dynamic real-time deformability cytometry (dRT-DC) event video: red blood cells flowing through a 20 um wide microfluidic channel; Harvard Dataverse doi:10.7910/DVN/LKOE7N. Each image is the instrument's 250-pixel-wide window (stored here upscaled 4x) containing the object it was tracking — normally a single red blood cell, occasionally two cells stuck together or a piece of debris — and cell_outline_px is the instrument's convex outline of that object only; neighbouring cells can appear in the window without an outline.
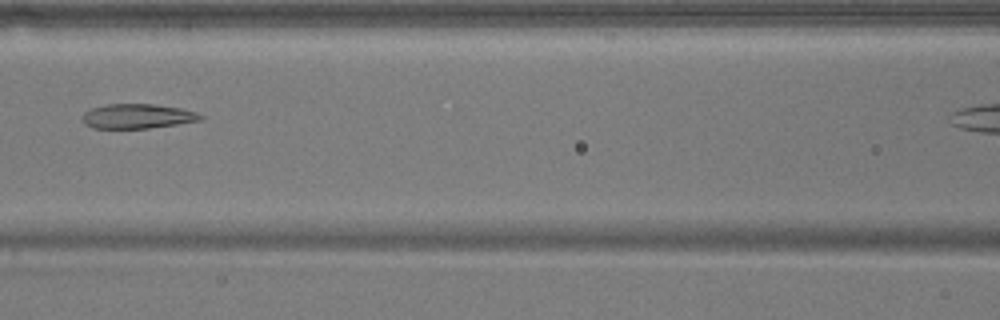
{"species": "common noctule bat (a hibernating species)", "species_latin": "Nyctalus noctula", "temperature_condition": "warm", "stored_images_in_passage": 7, "segment_of_instrument_passage": [1, 2], "camera_frame_rate_fps": 3000, "um_per_image_px": 0.085, "animal": {"sex": "male", "body_mass_g": 17.9}, "frame": {"image": 1, "passage_image": 6, "time_ms": 7.0, "image_size_px": [1000, 320], "cell_outline_px": [[204, 120], [148, 128], [92, 128], [84, 124], [80, 116], [84, 112], [92, 108], [104, 104], [152, 104], [180, 108], [196, 112], [204, 116]], "centroid_in_image_um": [11.65, 9.88], "position_along_channel_um": 154.9, "area_um2": 17.05}}